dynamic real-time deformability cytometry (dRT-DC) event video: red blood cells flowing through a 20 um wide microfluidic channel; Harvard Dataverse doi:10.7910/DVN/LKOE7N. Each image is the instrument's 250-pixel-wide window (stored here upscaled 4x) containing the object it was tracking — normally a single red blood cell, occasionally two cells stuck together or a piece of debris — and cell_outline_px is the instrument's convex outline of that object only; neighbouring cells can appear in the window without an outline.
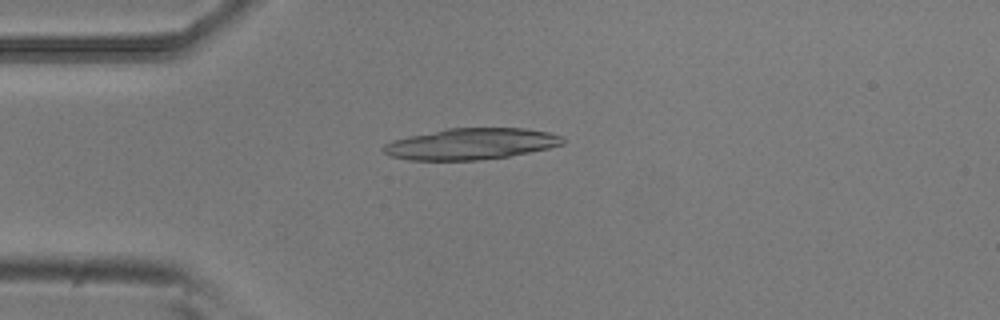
{"species": "common noctule bat (a hibernating species)", "species_latin": "Nyctalus noctula", "temperature_condition": "room temperature", "stored_images_in_passage": 51, "camera_frame_rate_fps": 3000, "um_per_image_px": 0.085, "animal": {"sex": "male", "body_mass_g": 20.5, "forearm_length_mm": 52.5}, "frame": {"image": 1, "passage_image": 12, "time_ms": 3.667, "image_size_px": [1000, 320], "cell_outline_px": [[564, 144], [548, 148], [508, 156], [480, 160], [408, 160], [392, 156], [384, 152], [380, 148], [384, 144], [392, 140], [408, 136], [448, 128], [524, 128], [548, 132], [560, 136], [564, 140]], "centroid_in_image_um": [40.0, 12.23], "position_along_channel_um": 45.0, "area_um2": 32.54}}